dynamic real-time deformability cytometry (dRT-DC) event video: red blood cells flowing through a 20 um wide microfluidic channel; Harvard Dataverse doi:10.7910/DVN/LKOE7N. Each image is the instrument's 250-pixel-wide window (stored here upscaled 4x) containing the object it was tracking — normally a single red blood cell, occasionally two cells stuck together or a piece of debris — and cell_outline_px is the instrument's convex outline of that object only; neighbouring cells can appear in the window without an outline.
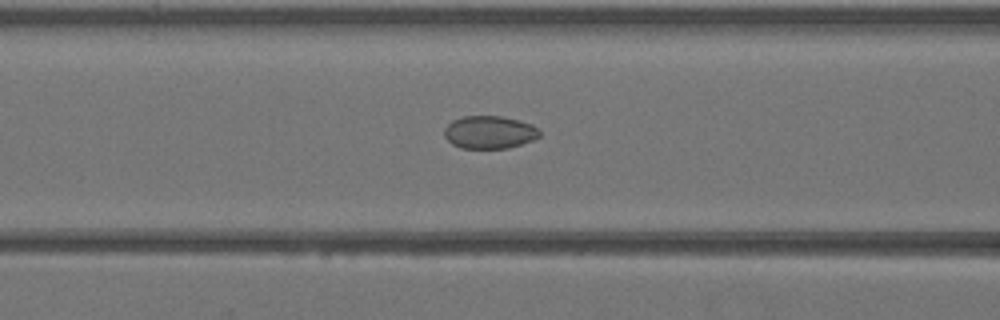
{"species": "Egyptian fruit bat (a non-hibernating species)", "species_latin": "Rousettus aegyptiacus", "temperature_condition": "warm", "stored_images_in_passage": 38, "camera_frame_rate_fps": 3000, "um_per_image_px": 0.085, "animal": {"sex": "female"}, "frame": {"image": 1, "passage_image": 13, "time_ms": 4.0, "image_size_px": [1000, 320], "cell_outline_px": [[540, 136], [532, 140], [508, 148], [460, 148], [452, 144], [444, 136], [444, 128], [452, 120], [464, 116], [500, 116], [532, 124], [540, 132]], "centroid_in_image_um": [41.57, 11.24], "position_along_channel_um": 125.0, "area_um2": 18.09}}
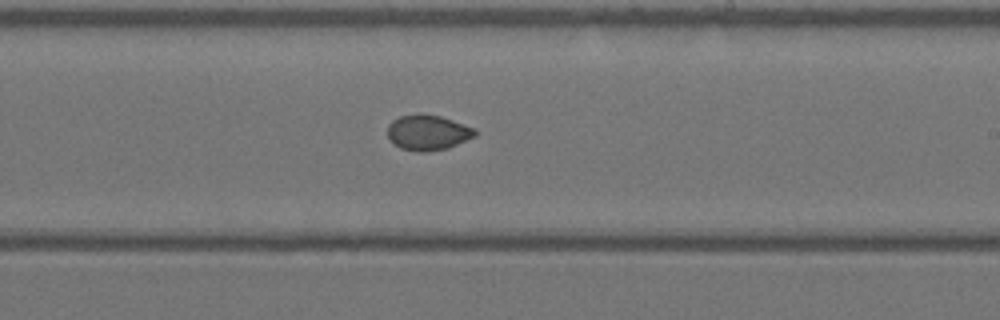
{"frame": {"image": 2, "passage_image": 21, "time_ms": 6.667, "image_size_px": [1000, 320], "cell_outline_px": [[476, 136], [448, 148], [424, 152], [420, 152], [400, 148], [392, 144], [388, 136], [388, 124], [392, 120], [400, 116], [440, 116], [476, 128]], "centroid_in_image_um": [36.37, 11.3], "position_along_channel_um": 252.6, "area_um2": 17.69}}
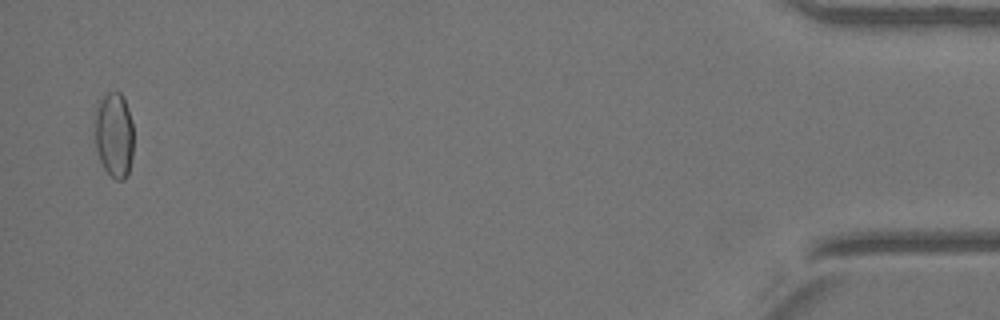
{"frame": {"image": 3, "passage_image": 37, "time_ms": 12.0, "image_size_px": [1000, 320], "cell_outline_px": [[132, 156], [128, 172], [124, 180], [116, 180], [104, 168], [100, 160], [96, 148], [96, 108], [104, 92], [120, 92], [124, 96], [128, 108], [132, 124]], "centroid_in_image_um": [9.71, 11.43], "position_along_channel_um": 425.5, "area_um2": 19.07}}